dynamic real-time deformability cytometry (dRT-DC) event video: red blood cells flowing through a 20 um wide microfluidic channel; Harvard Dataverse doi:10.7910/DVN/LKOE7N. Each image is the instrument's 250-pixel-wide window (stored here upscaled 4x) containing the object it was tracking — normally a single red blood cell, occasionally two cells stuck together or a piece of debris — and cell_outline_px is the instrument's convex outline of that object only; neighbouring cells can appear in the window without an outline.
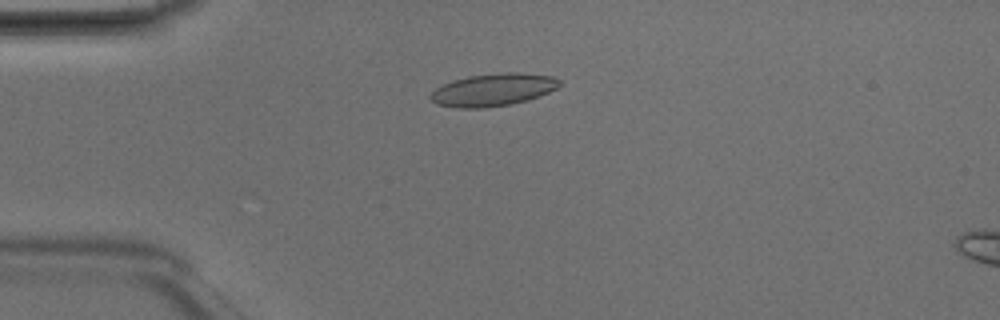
{"species": "Egyptian fruit bat (a non-hibernating species)", "species_latin": "Rousettus aegyptiacus", "temperature_condition": "room temperature", "stored_images_in_passage": 4, "camera_frame_rate_fps": 3000, "um_per_image_px": 0.085, "animal": {"sex": "male"}, "frame": {"image": 1, "passage_image": 3, "time_ms": 0.667, "image_size_px": [1000, 320], "cell_outline_px": [[560, 84], [556, 88], [548, 92], [528, 100], [508, 104], [484, 108], [456, 108], [436, 104], [428, 96], [436, 88], [444, 84], [468, 76], [508, 72], [516, 72], [552, 76], [560, 80]], "centroid_in_image_um": [41.9, 7.64], "position_along_channel_um": 43.1, "area_um2": 24.16}}